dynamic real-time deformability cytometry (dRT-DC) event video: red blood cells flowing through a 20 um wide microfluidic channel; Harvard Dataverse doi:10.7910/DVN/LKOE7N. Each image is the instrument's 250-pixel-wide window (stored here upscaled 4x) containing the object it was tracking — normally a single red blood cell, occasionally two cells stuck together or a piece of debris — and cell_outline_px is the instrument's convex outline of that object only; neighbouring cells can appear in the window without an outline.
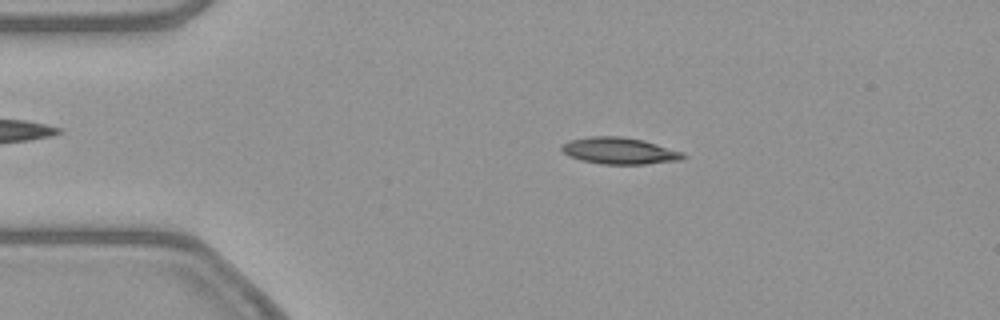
{"species": "common noctule bat (a hibernating species)", "species_latin": "Nyctalus noctula", "temperature_condition": "warm", "stored_images_in_passage": 52, "camera_frame_rate_fps": 3000, "um_per_image_px": 0.085, "animal": {"sex": "female", "body_mass_g": 21.9}, "frame": {"image": 1, "passage_image": 10, "time_ms": 3.0, "image_size_px": [1000, 320], "cell_outline_px": [[688, 156], [680, 160], [644, 164], [600, 164], [580, 160], [568, 156], [560, 148], [560, 144], [568, 140], [592, 136], [620, 136], [644, 140], [684, 152]], "centroid_in_image_um": [52.64, 12.81], "position_along_channel_um": 32.4, "area_um2": 19.07}}
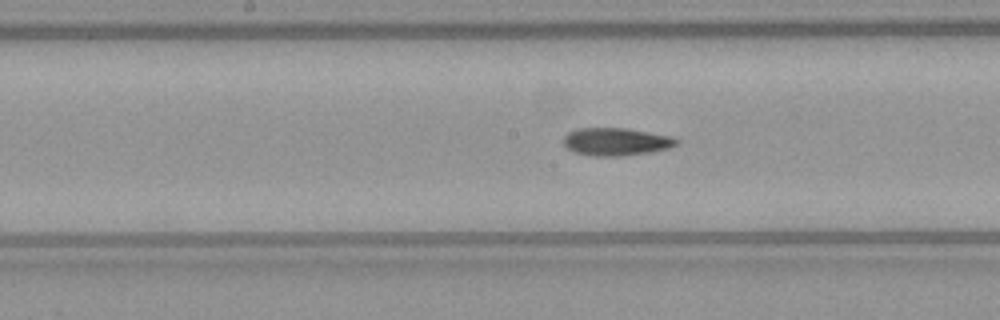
{"frame": {"image": 2, "passage_image": 26, "time_ms": 8.333, "image_size_px": [1000, 320], "cell_outline_px": [[680, 140], [676, 144], [668, 148], [652, 152], [620, 156], [592, 156], [576, 152], [568, 148], [564, 144], [564, 136], [568, 132], [576, 128], [628, 128], [672, 136]], "centroid_in_image_um": [52.38, 12.03], "position_along_channel_um": 195.8, "area_um2": 18.32}}
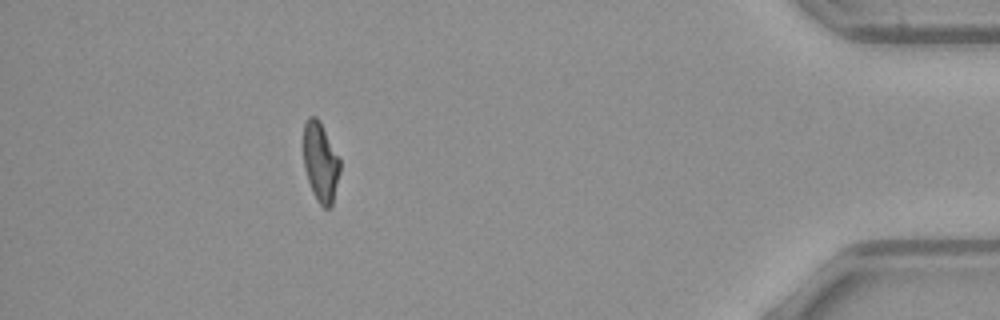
{"frame": {"image": 3, "passage_image": 47, "time_ms": 15.333, "image_size_px": [1000, 320], "cell_outline_px": [[340, 172], [332, 208], [324, 208], [316, 200], [312, 192], [304, 168], [304, 124], [308, 116], [316, 116], [320, 120], [340, 160]], "centroid_in_image_um": [27.25, 13.8], "position_along_channel_um": 407.9, "area_um2": 17.05}, "authors_computed_cell_mechanics": {"area_um2": 18.0047, "velocity_mm_per_s": 3.862, "shape_relaxation_time_tau1_ms": null, "shape_relaxation_time_tau2_ms": 7.6697, "deformation_change_tau1": null, "deformation_change_tau2": 0.1557}}